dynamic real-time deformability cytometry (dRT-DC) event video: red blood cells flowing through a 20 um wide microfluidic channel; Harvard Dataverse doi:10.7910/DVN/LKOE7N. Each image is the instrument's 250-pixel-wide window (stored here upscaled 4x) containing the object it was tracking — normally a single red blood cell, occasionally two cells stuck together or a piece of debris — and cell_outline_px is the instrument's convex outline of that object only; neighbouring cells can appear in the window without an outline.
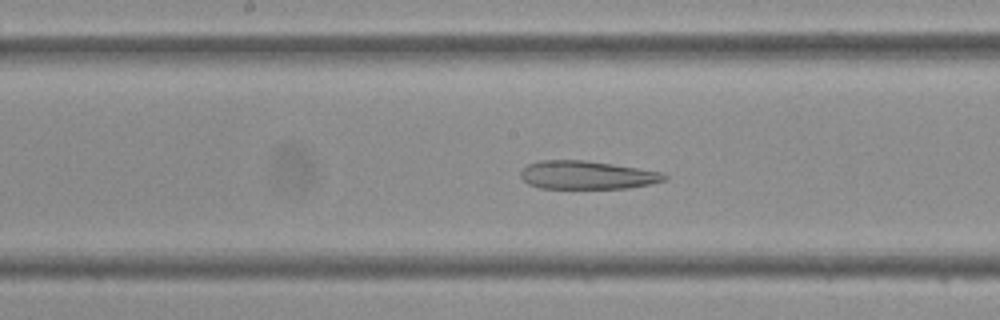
{"species": "Egyptian fruit bat (a non-hibernating species)", "species_latin": "Rousettus aegyptiacus", "temperature_condition": "cold", "stored_images_in_passage": 42, "camera_frame_rate_fps": 3000, "um_per_image_px": 0.085, "frame": {"image": 1, "passage_image": 21, "time_ms": 6.667, "image_size_px": [1000, 320], "cell_outline_px": [[668, 176], [664, 180], [648, 184], [628, 188], [540, 188], [528, 184], [520, 176], [520, 172], [528, 164], [540, 160], [584, 160], [612, 164], [664, 172]], "centroid_in_image_um": [49.88, 14.87], "position_along_channel_um": 198.3, "area_um2": 23.58}}
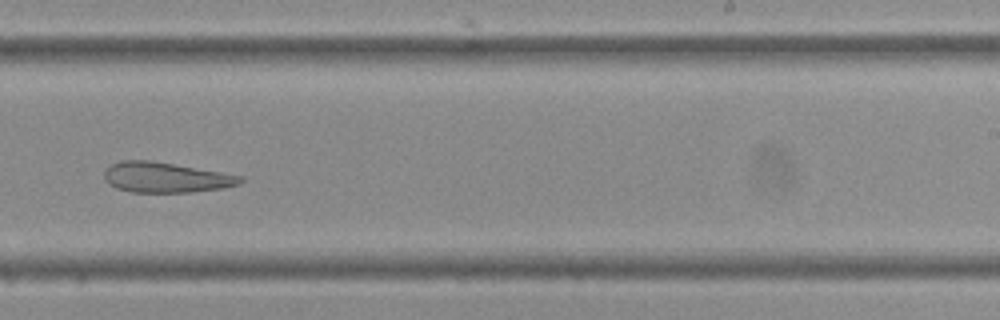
{"frame": {"image": 2, "passage_image": 26, "time_ms": 8.333, "image_size_px": [1000, 320], "cell_outline_px": [[244, 180], [240, 184], [220, 188], [192, 192], [132, 192], [116, 188], [108, 184], [104, 176], [104, 172], [112, 164], [120, 160], [152, 160], [244, 176]], "centroid_in_image_um": [14.09, 15.07], "position_along_channel_um": 274.9, "area_um2": 23.99}}
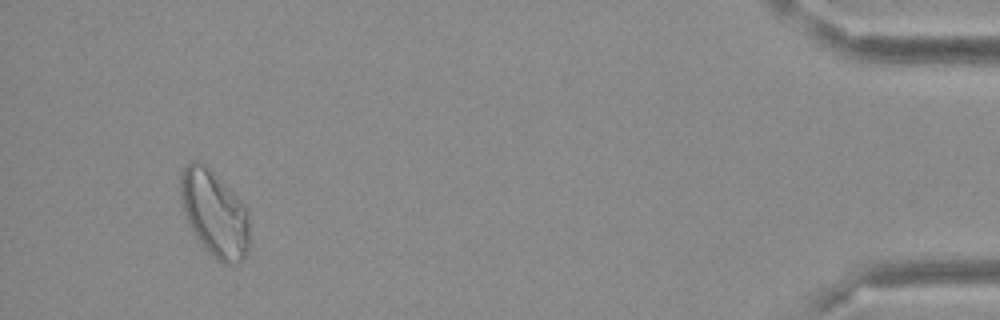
{"frame": {"image": 3, "passage_image": 40, "time_ms": 13.0, "image_size_px": [1000, 320], "cell_outline_px": [[248, 252], [236, 264], [224, 264], [216, 260], [192, 232], [188, 224], [180, 196], [180, 172], [192, 160], [200, 160], [248, 208]], "centroid_in_image_um": [18.22, 18.15], "position_along_channel_um": 417.0, "area_um2": 34.33}}